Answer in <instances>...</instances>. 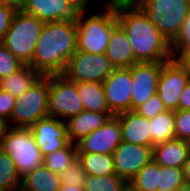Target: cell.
<instances>
[{
    "label": "cell",
    "mask_w": 190,
    "mask_h": 191,
    "mask_svg": "<svg viewBox=\"0 0 190 191\" xmlns=\"http://www.w3.org/2000/svg\"><path fill=\"white\" fill-rule=\"evenodd\" d=\"M107 106L112 115L131 110L132 76L129 68H114L102 82Z\"/></svg>",
    "instance_id": "obj_12"
},
{
    "label": "cell",
    "mask_w": 190,
    "mask_h": 191,
    "mask_svg": "<svg viewBox=\"0 0 190 191\" xmlns=\"http://www.w3.org/2000/svg\"><path fill=\"white\" fill-rule=\"evenodd\" d=\"M23 66L11 51L0 43V80L15 73Z\"/></svg>",
    "instance_id": "obj_31"
},
{
    "label": "cell",
    "mask_w": 190,
    "mask_h": 191,
    "mask_svg": "<svg viewBox=\"0 0 190 191\" xmlns=\"http://www.w3.org/2000/svg\"><path fill=\"white\" fill-rule=\"evenodd\" d=\"M0 150L9 155L21 178L43 164L30 128L9 127L0 140Z\"/></svg>",
    "instance_id": "obj_6"
},
{
    "label": "cell",
    "mask_w": 190,
    "mask_h": 191,
    "mask_svg": "<svg viewBox=\"0 0 190 191\" xmlns=\"http://www.w3.org/2000/svg\"><path fill=\"white\" fill-rule=\"evenodd\" d=\"M139 7L171 44L190 12V0H142Z\"/></svg>",
    "instance_id": "obj_7"
},
{
    "label": "cell",
    "mask_w": 190,
    "mask_h": 191,
    "mask_svg": "<svg viewBox=\"0 0 190 191\" xmlns=\"http://www.w3.org/2000/svg\"><path fill=\"white\" fill-rule=\"evenodd\" d=\"M86 175L81 162L77 159L68 166L64 173L60 174L61 184L83 187Z\"/></svg>",
    "instance_id": "obj_32"
},
{
    "label": "cell",
    "mask_w": 190,
    "mask_h": 191,
    "mask_svg": "<svg viewBox=\"0 0 190 191\" xmlns=\"http://www.w3.org/2000/svg\"><path fill=\"white\" fill-rule=\"evenodd\" d=\"M91 3L93 0H25L20 10L44 23L62 21L77 24Z\"/></svg>",
    "instance_id": "obj_8"
},
{
    "label": "cell",
    "mask_w": 190,
    "mask_h": 191,
    "mask_svg": "<svg viewBox=\"0 0 190 191\" xmlns=\"http://www.w3.org/2000/svg\"><path fill=\"white\" fill-rule=\"evenodd\" d=\"M115 11L117 23L125 31L138 63L166 62L173 58L170 42L139 6L119 7Z\"/></svg>",
    "instance_id": "obj_1"
},
{
    "label": "cell",
    "mask_w": 190,
    "mask_h": 191,
    "mask_svg": "<svg viewBox=\"0 0 190 191\" xmlns=\"http://www.w3.org/2000/svg\"><path fill=\"white\" fill-rule=\"evenodd\" d=\"M25 0H0L1 4L12 6L16 10H20L24 5Z\"/></svg>",
    "instance_id": "obj_41"
},
{
    "label": "cell",
    "mask_w": 190,
    "mask_h": 191,
    "mask_svg": "<svg viewBox=\"0 0 190 191\" xmlns=\"http://www.w3.org/2000/svg\"><path fill=\"white\" fill-rule=\"evenodd\" d=\"M83 110L77 83L63 74L50 75L48 115L65 122Z\"/></svg>",
    "instance_id": "obj_9"
},
{
    "label": "cell",
    "mask_w": 190,
    "mask_h": 191,
    "mask_svg": "<svg viewBox=\"0 0 190 191\" xmlns=\"http://www.w3.org/2000/svg\"><path fill=\"white\" fill-rule=\"evenodd\" d=\"M42 156L65 147L68 143L66 122L47 116L30 127Z\"/></svg>",
    "instance_id": "obj_16"
},
{
    "label": "cell",
    "mask_w": 190,
    "mask_h": 191,
    "mask_svg": "<svg viewBox=\"0 0 190 191\" xmlns=\"http://www.w3.org/2000/svg\"><path fill=\"white\" fill-rule=\"evenodd\" d=\"M96 0H93V2ZM99 1V0H98ZM100 2H103V0ZM142 0H104L102 4H98V6L106 7V8H119V7H133L139 6Z\"/></svg>",
    "instance_id": "obj_38"
},
{
    "label": "cell",
    "mask_w": 190,
    "mask_h": 191,
    "mask_svg": "<svg viewBox=\"0 0 190 191\" xmlns=\"http://www.w3.org/2000/svg\"><path fill=\"white\" fill-rule=\"evenodd\" d=\"M77 159L76 144L69 142L65 147L44 156L43 165L50 171L60 175Z\"/></svg>",
    "instance_id": "obj_27"
},
{
    "label": "cell",
    "mask_w": 190,
    "mask_h": 191,
    "mask_svg": "<svg viewBox=\"0 0 190 191\" xmlns=\"http://www.w3.org/2000/svg\"><path fill=\"white\" fill-rule=\"evenodd\" d=\"M105 54L114 68H129L138 63L128 37L118 23L112 29Z\"/></svg>",
    "instance_id": "obj_18"
},
{
    "label": "cell",
    "mask_w": 190,
    "mask_h": 191,
    "mask_svg": "<svg viewBox=\"0 0 190 191\" xmlns=\"http://www.w3.org/2000/svg\"><path fill=\"white\" fill-rule=\"evenodd\" d=\"M91 3L77 23V50L105 54L113 27L117 24L114 8ZM94 6V7H92Z\"/></svg>",
    "instance_id": "obj_3"
},
{
    "label": "cell",
    "mask_w": 190,
    "mask_h": 191,
    "mask_svg": "<svg viewBox=\"0 0 190 191\" xmlns=\"http://www.w3.org/2000/svg\"><path fill=\"white\" fill-rule=\"evenodd\" d=\"M155 191H178V190H162V189H157Z\"/></svg>",
    "instance_id": "obj_47"
},
{
    "label": "cell",
    "mask_w": 190,
    "mask_h": 191,
    "mask_svg": "<svg viewBox=\"0 0 190 191\" xmlns=\"http://www.w3.org/2000/svg\"><path fill=\"white\" fill-rule=\"evenodd\" d=\"M175 139L190 142V110L175 111Z\"/></svg>",
    "instance_id": "obj_33"
},
{
    "label": "cell",
    "mask_w": 190,
    "mask_h": 191,
    "mask_svg": "<svg viewBox=\"0 0 190 191\" xmlns=\"http://www.w3.org/2000/svg\"><path fill=\"white\" fill-rule=\"evenodd\" d=\"M190 47V12L183 21L181 31L171 43V52L174 57L181 49Z\"/></svg>",
    "instance_id": "obj_35"
},
{
    "label": "cell",
    "mask_w": 190,
    "mask_h": 191,
    "mask_svg": "<svg viewBox=\"0 0 190 191\" xmlns=\"http://www.w3.org/2000/svg\"><path fill=\"white\" fill-rule=\"evenodd\" d=\"M84 191H126L128 183L116 174L107 176L86 175Z\"/></svg>",
    "instance_id": "obj_28"
},
{
    "label": "cell",
    "mask_w": 190,
    "mask_h": 191,
    "mask_svg": "<svg viewBox=\"0 0 190 191\" xmlns=\"http://www.w3.org/2000/svg\"><path fill=\"white\" fill-rule=\"evenodd\" d=\"M186 185L182 168L160 166V186L158 189L178 190Z\"/></svg>",
    "instance_id": "obj_30"
},
{
    "label": "cell",
    "mask_w": 190,
    "mask_h": 191,
    "mask_svg": "<svg viewBox=\"0 0 190 191\" xmlns=\"http://www.w3.org/2000/svg\"><path fill=\"white\" fill-rule=\"evenodd\" d=\"M178 191H190V185H186L178 189Z\"/></svg>",
    "instance_id": "obj_46"
},
{
    "label": "cell",
    "mask_w": 190,
    "mask_h": 191,
    "mask_svg": "<svg viewBox=\"0 0 190 191\" xmlns=\"http://www.w3.org/2000/svg\"><path fill=\"white\" fill-rule=\"evenodd\" d=\"M153 147L122 141L113 151L114 169L127 183L152 160Z\"/></svg>",
    "instance_id": "obj_13"
},
{
    "label": "cell",
    "mask_w": 190,
    "mask_h": 191,
    "mask_svg": "<svg viewBox=\"0 0 190 191\" xmlns=\"http://www.w3.org/2000/svg\"><path fill=\"white\" fill-rule=\"evenodd\" d=\"M11 191H29L23 185H19L16 188H13Z\"/></svg>",
    "instance_id": "obj_45"
},
{
    "label": "cell",
    "mask_w": 190,
    "mask_h": 191,
    "mask_svg": "<svg viewBox=\"0 0 190 191\" xmlns=\"http://www.w3.org/2000/svg\"><path fill=\"white\" fill-rule=\"evenodd\" d=\"M113 116L110 112H93L83 110L69 118L66 122L67 136L71 143H76L82 137L103 126Z\"/></svg>",
    "instance_id": "obj_19"
},
{
    "label": "cell",
    "mask_w": 190,
    "mask_h": 191,
    "mask_svg": "<svg viewBox=\"0 0 190 191\" xmlns=\"http://www.w3.org/2000/svg\"><path fill=\"white\" fill-rule=\"evenodd\" d=\"M120 122L122 141L141 146H151L150 119L130 110L115 115Z\"/></svg>",
    "instance_id": "obj_17"
},
{
    "label": "cell",
    "mask_w": 190,
    "mask_h": 191,
    "mask_svg": "<svg viewBox=\"0 0 190 191\" xmlns=\"http://www.w3.org/2000/svg\"><path fill=\"white\" fill-rule=\"evenodd\" d=\"M59 191H84L83 187L62 184Z\"/></svg>",
    "instance_id": "obj_43"
},
{
    "label": "cell",
    "mask_w": 190,
    "mask_h": 191,
    "mask_svg": "<svg viewBox=\"0 0 190 191\" xmlns=\"http://www.w3.org/2000/svg\"><path fill=\"white\" fill-rule=\"evenodd\" d=\"M190 154V142L172 139L153 147L152 159L160 166L183 168Z\"/></svg>",
    "instance_id": "obj_20"
},
{
    "label": "cell",
    "mask_w": 190,
    "mask_h": 191,
    "mask_svg": "<svg viewBox=\"0 0 190 191\" xmlns=\"http://www.w3.org/2000/svg\"><path fill=\"white\" fill-rule=\"evenodd\" d=\"M44 22L16 10L2 44L23 64L30 66Z\"/></svg>",
    "instance_id": "obj_4"
},
{
    "label": "cell",
    "mask_w": 190,
    "mask_h": 191,
    "mask_svg": "<svg viewBox=\"0 0 190 191\" xmlns=\"http://www.w3.org/2000/svg\"><path fill=\"white\" fill-rule=\"evenodd\" d=\"M167 110L163 101L160 99L159 95L156 93L147 99L143 104L138 106L134 111L139 115L151 119L160 112Z\"/></svg>",
    "instance_id": "obj_34"
},
{
    "label": "cell",
    "mask_w": 190,
    "mask_h": 191,
    "mask_svg": "<svg viewBox=\"0 0 190 191\" xmlns=\"http://www.w3.org/2000/svg\"><path fill=\"white\" fill-rule=\"evenodd\" d=\"M113 69L106 54H92L76 50L68 60L63 75L76 83H102Z\"/></svg>",
    "instance_id": "obj_10"
},
{
    "label": "cell",
    "mask_w": 190,
    "mask_h": 191,
    "mask_svg": "<svg viewBox=\"0 0 190 191\" xmlns=\"http://www.w3.org/2000/svg\"><path fill=\"white\" fill-rule=\"evenodd\" d=\"M16 9L12 6L0 3V43H2L5 34L11 24L12 17Z\"/></svg>",
    "instance_id": "obj_37"
},
{
    "label": "cell",
    "mask_w": 190,
    "mask_h": 191,
    "mask_svg": "<svg viewBox=\"0 0 190 191\" xmlns=\"http://www.w3.org/2000/svg\"><path fill=\"white\" fill-rule=\"evenodd\" d=\"M189 80V74L176 59L172 58L163 62L158 80L157 94L167 110H178L181 92Z\"/></svg>",
    "instance_id": "obj_11"
},
{
    "label": "cell",
    "mask_w": 190,
    "mask_h": 191,
    "mask_svg": "<svg viewBox=\"0 0 190 191\" xmlns=\"http://www.w3.org/2000/svg\"><path fill=\"white\" fill-rule=\"evenodd\" d=\"M122 142L121 126L116 116H111L100 128L77 141V153L113 154Z\"/></svg>",
    "instance_id": "obj_14"
},
{
    "label": "cell",
    "mask_w": 190,
    "mask_h": 191,
    "mask_svg": "<svg viewBox=\"0 0 190 191\" xmlns=\"http://www.w3.org/2000/svg\"><path fill=\"white\" fill-rule=\"evenodd\" d=\"M190 76V47L181 49L174 57Z\"/></svg>",
    "instance_id": "obj_39"
},
{
    "label": "cell",
    "mask_w": 190,
    "mask_h": 191,
    "mask_svg": "<svg viewBox=\"0 0 190 191\" xmlns=\"http://www.w3.org/2000/svg\"><path fill=\"white\" fill-rule=\"evenodd\" d=\"M22 178L7 153L0 150V191H11L21 185Z\"/></svg>",
    "instance_id": "obj_29"
},
{
    "label": "cell",
    "mask_w": 190,
    "mask_h": 191,
    "mask_svg": "<svg viewBox=\"0 0 190 191\" xmlns=\"http://www.w3.org/2000/svg\"><path fill=\"white\" fill-rule=\"evenodd\" d=\"M41 75L31 66L24 65L10 76L0 80V89L9 92L15 98L25 93Z\"/></svg>",
    "instance_id": "obj_22"
},
{
    "label": "cell",
    "mask_w": 190,
    "mask_h": 191,
    "mask_svg": "<svg viewBox=\"0 0 190 191\" xmlns=\"http://www.w3.org/2000/svg\"><path fill=\"white\" fill-rule=\"evenodd\" d=\"M182 169H183L185 181L187 185H190V154L188 156L187 161L184 163V166Z\"/></svg>",
    "instance_id": "obj_42"
},
{
    "label": "cell",
    "mask_w": 190,
    "mask_h": 191,
    "mask_svg": "<svg viewBox=\"0 0 190 191\" xmlns=\"http://www.w3.org/2000/svg\"><path fill=\"white\" fill-rule=\"evenodd\" d=\"M78 160L87 175L107 176L116 174L110 154L78 153Z\"/></svg>",
    "instance_id": "obj_25"
},
{
    "label": "cell",
    "mask_w": 190,
    "mask_h": 191,
    "mask_svg": "<svg viewBox=\"0 0 190 191\" xmlns=\"http://www.w3.org/2000/svg\"><path fill=\"white\" fill-rule=\"evenodd\" d=\"M163 62H140L130 67L132 76L131 110L157 93Z\"/></svg>",
    "instance_id": "obj_15"
},
{
    "label": "cell",
    "mask_w": 190,
    "mask_h": 191,
    "mask_svg": "<svg viewBox=\"0 0 190 191\" xmlns=\"http://www.w3.org/2000/svg\"><path fill=\"white\" fill-rule=\"evenodd\" d=\"M178 110H190V80L181 92Z\"/></svg>",
    "instance_id": "obj_40"
},
{
    "label": "cell",
    "mask_w": 190,
    "mask_h": 191,
    "mask_svg": "<svg viewBox=\"0 0 190 191\" xmlns=\"http://www.w3.org/2000/svg\"><path fill=\"white\" fill-rule=\"evenodd\" d=\"M159 186L160 165L153 159L128 182L131 191H155Z\"/></svg>",
    "instance_id": "obj_26"
},
{
    "label": "cell",
    "mask_w": 190,
    "mask_h": 191,
    "mask_svg": "<svg viewBox=\"0 0 190 191\" xmlns=\"http://www.w3.org/2000/svg\"><path fill=\"white\" fill-rule=\"evenodd\" d=\"M175 111L165 110L150 119L151 147L175 139Z\"/></svg>",
    "instance_id": "obj_24"
},
{
    "label": "cell",
    "mask_w": 190,
    "mask_h": 191,
    "mask_svg": "<svg viewBox=\"0 0 190 191\" xmlns=\"http://www.w3.org/2000/svg\"><path fill=\"white\" fill-rule=\"evenodd\" d=\"M77 91L80 95L84 110L93 112H110L102 83L79 82Z\"/></svg>",
    "instance_id": "obj_23"
},
{
    "label": "cell",
    "mask_w": 190,
    "mask_h": 191,
    "mask_svg": "<svg viewBox=\"0 0 190 191\" xmlns=\"http://www.w3.org/2000/svg\"><path fill=\"white\" fill-rule=\"evenodd\" d=\"M21 185L29 191H59L61 176L43 164L22 177Z\"/></svg>",
    "instance_id": "obj_21"
},
{
    "label": "cell",
    "mask_w": 190,
    "mask_h": 191,
    "mask_svg": "<svg viewBox=\"0 0 190 191\" xmlns=\"http://www.w3.org/2000/svg\"><path fill=\"white\" fill-rule=\"evenodd\" d=\"M8 128L9 127H8L7 122L4 119L0 118V140Z\"/></svg>",
    "instance_id": "obj_44"
},
{
    "label": "cell",
    "mask_w": 190,
    "mask_h": 191,
    "mask_svg": "<svg viewBox=\"0 0 190 191\" xmlns=\"http://www.w3.org/2000/svg\"><path fill=\"white\" fill-rule=\"evenodd\" d=\"M76 50L77 24L62 21L44 23L30 66L41 76L63 74Z\"/></svg>",
    "instance_id": "obj_2"
},
{
    "label": "cell",
    "mask_w": 190,
    "mask_h": 191,
    "mask_svg": "<svg viewBox=\"0 0 190 191\" xmlns=\"http://www.w3.org/2000/svg\"><path fill=\"white\" fill-rule=\"evenodd\" d=\"M16 98L9 92L0 89V118L6 122L10 120Z\"/></svg>",
    "instance_id": "obj_36"
},
{
    "label": "cell",
    "mask_w": 190,
    "mask_h": 191,
    "mask_svg": "<svg viewBox=\"0 0 190 191\" xmlns=\"http://www.w3.org/2000/svg\"><path fill=\"white\" fill-rule=\"evenodd\" d=\"M50 75L41 76L25 93L16 98L8 127L30 128L48 115Z\"/></svg>",
    "instance_id": "obj_5"
}]
</instances>
